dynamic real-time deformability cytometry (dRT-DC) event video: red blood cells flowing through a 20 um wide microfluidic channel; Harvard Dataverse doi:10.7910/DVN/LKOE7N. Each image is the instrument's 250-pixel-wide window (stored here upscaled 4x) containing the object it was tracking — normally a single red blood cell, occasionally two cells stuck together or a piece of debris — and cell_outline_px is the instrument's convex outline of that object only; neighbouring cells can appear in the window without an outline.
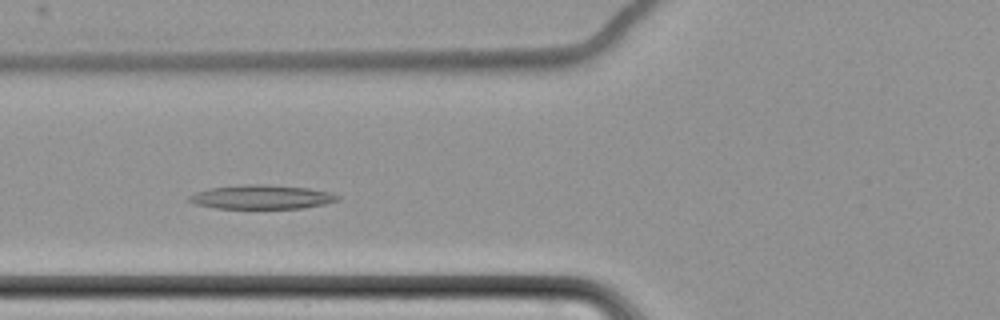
{"species": "common noctule bat (a hibernating species)", "species_latin": "Nyctalus noctula", "temperature_condition": "cold", "stored_images_in_passage": 6, "camera_frame_rate_fps": 3000, "um_per_image_px": 0.085, "animal": {"sex": "female", "body_mass_g": 22.7, "forearm_length_mm": 54.2}, "frame": {"image": 1, "passage_image": 5, "time_ms": 4.667, "image_size_px": [1000, 320], "cell_outline_px": [[340, 200], [324, 204], [304, 208], [216, 208], [196, 204], [188, 200], [188, 196], [196, 192], [208, 188], [240, 184], [264, 184], [308, 188], [328, 192], [340, 196]], "centroid_in_image_um": [22.23, 16.74], "position_along_channel_um": 103.6, "area_um2": 20.81}}
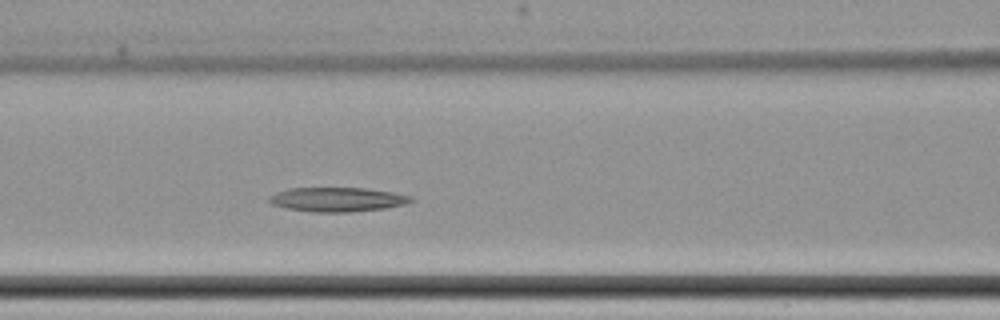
{"frame": {"image": 2, "passage_image": 6, "time_ms": 5.667, "image_size_px": [1000, 320], "cell_outline_px": [[412, 200], [404, 204], [384, 208], [348, 212], [312, 212], [288, 208], [272, 204], [268, 200], [268, 196], [276, 192], [288, 188], [368, 188], [392, 192], [412, 196]], "centroid_in_image_um": [28.64, 16.95], "position_along_channel_um": 138.0, "area_um2": 19.94}}